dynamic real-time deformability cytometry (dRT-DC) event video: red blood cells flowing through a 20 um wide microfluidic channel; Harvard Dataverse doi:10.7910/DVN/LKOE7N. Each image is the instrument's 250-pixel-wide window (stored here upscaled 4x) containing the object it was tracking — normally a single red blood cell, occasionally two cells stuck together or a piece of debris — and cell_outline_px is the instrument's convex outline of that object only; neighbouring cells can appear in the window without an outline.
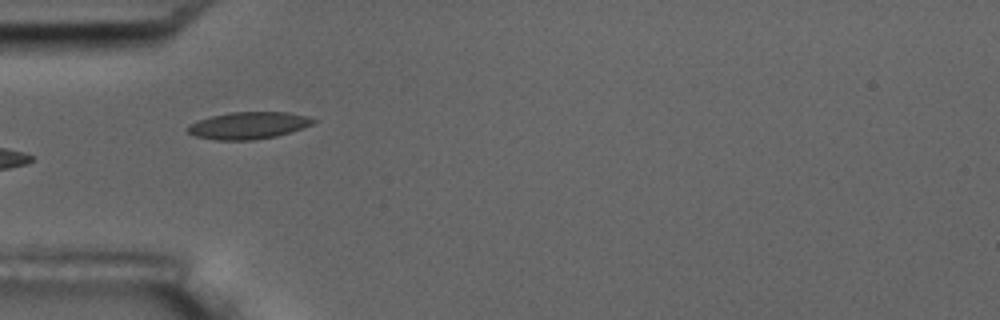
{"species": "common noctule bat (a hibernating species)", "species_latin": "Nyctalus noctula", "temperature_condition": "room temperature", "stored_images_in_passage": 5, "camera_frame_rate_fps": 3000, "um_per_image_px": 0.085, "animal": {"sex": "male", "body_mass_g": 17.5, "forearm_length_mm": 52.3}, "frame": {"image": 1, "passage_image": 4, "time_ms": 4.333, "image_size_px": [1000, 320], "cell_outline_px": [[316, 120], [312, 124], [276, 136], [252, 140], [216, 140], [196, 136], [188, 132], [184, 128], [200, 120], [212, 116], [232, 112], [288, 112], [304, 116]], "centroid_in_image_um": [21.08, 10.67], "position_along_channel_um": 63.9, "area_um2": 19.36}}